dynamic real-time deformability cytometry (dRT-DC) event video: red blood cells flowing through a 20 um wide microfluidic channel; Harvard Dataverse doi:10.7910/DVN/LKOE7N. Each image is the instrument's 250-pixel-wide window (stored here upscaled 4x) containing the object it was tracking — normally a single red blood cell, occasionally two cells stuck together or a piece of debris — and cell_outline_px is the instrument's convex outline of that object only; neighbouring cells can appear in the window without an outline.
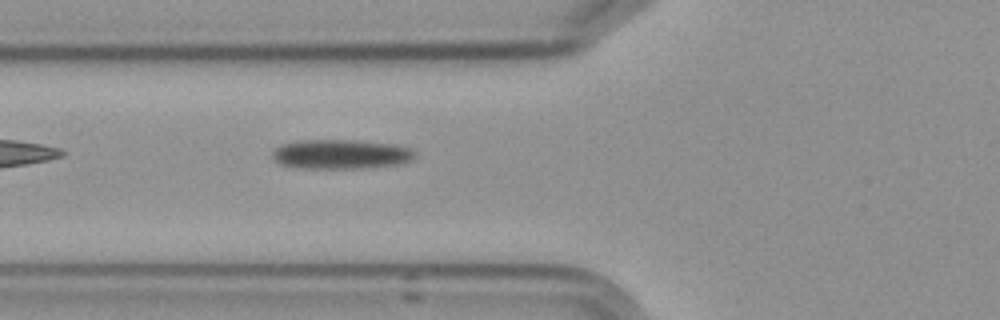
{"species": "Egyptian fruit bat (a non-hibernating species)", "species_latin": "Rousettus aegyptiacus", "temperature_condition": "cold", "stored_images_in_passage": 7, "camera_frame_rate_fps": 3000, "um_per_image_px": 0.085, "frame": {"image": 1, "passage_image": 7, "time_ms": 8.0, "image_size_px": [1000, 320], "cell_outline_px": [[416, 156], [412, 160], [400, 164], [356, 168], [304, 168], [280, 164], [272, 156], [272, 152], [276, 148], [284, 144], [296, 140], [356, 140], [396, 144], [408, 148]], "centroid_in_image_um": [28.97, 13.1], "position_along_channel_um": 96.8, "area_um2": 24.28}}